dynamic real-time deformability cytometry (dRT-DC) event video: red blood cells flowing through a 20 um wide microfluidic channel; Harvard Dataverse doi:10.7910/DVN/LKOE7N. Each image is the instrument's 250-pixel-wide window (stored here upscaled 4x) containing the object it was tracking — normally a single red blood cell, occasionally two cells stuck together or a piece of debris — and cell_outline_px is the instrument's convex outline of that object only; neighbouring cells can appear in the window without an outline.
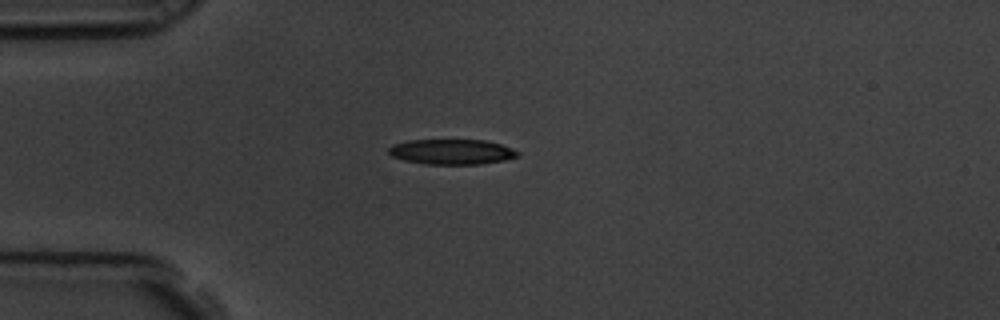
{"species": "common noctule bat (a hibernating species)", "species_latin": "Nyctalus noctula", "temperature_condition": "room temperature", "stored_images_in_passage": 12, "camera_frame_rate_fps": 3000, "um_per_image_px": 0.085, "animal": {"sex": "male", "body_mass_g": 19.5, "forearm_length_mm": 54.6}, "frame": {"image": 1, "passage_image": 3, "time_ms": 0.667, "image_size_px": [1000, 320], "cell_outline_px": [[520, 156], [504, 160], [480, 164], [424, 164], [404, 160], [392, 156], [388, 152], [388, 148], [392, 144], [408, 140], [484, 140], [500, 144], [512, 148], [520, 152]], "centroid_in_image_um": [38.4, 12.9], "position_along_channel_um": 46.6, "area_um2": 19.02}}
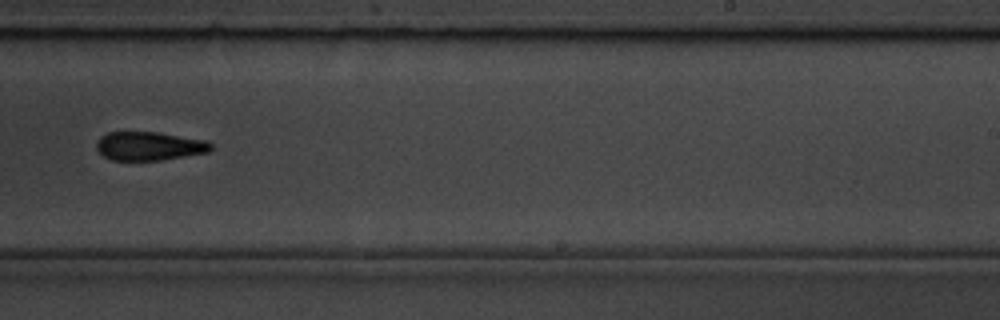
{"frame": {"image": 2, "passage_image": 9, "time_ms": 2.667, "image_size_px": [1000, 320], "cell_outline_px": [[212, 148], [208, 152], [160, 160], [112, 160], [104, 156], [96, 148], [96, 144], [100, 136], [108, 132], [160, 132], [208, 140], [212, 144]], "centroid_in_image_um": [12.7, 12.4], "position_along_channel_um": 276.3, "area_um2": 19.19}}
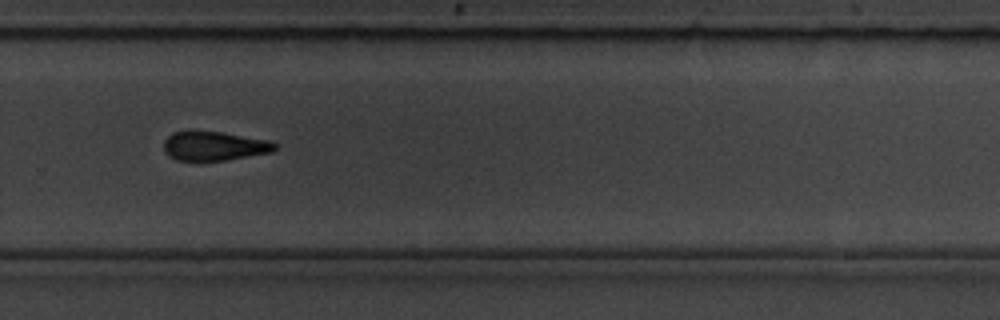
{"frame": {"image": 3, "passage_image": 10, "time_ms": 3.0, "image_size_px": [1000, 320], "cell_outline_px": [[276, 148], [272, 152], [200, 164], [176, 160], [168, 156], [164, 152], [164, 140], [172, 132], [188, 128], [192, 128], [224, 132], [268, 140], [276, 144]], "centroid_in_image_um": [18.09, 12.4], "position_along_channel_um": 311.7, "area_um2": 20.11}}